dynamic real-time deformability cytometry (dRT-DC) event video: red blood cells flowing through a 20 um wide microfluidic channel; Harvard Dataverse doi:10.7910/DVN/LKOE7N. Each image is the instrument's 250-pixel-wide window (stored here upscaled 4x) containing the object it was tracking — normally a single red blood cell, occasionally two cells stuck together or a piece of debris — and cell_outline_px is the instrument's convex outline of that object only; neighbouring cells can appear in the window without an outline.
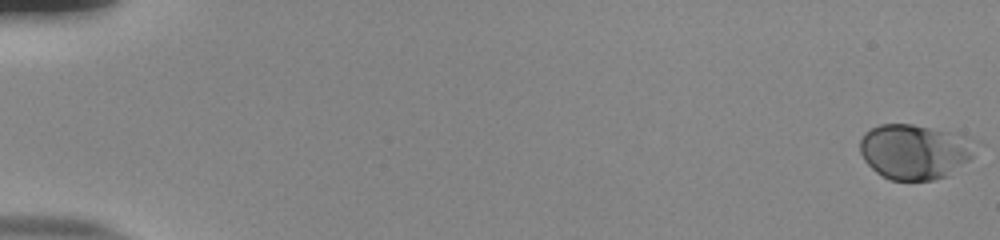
{"species": "human", "species_latin": "Homo sapiens", "temperature_condition": "room temperature", "stored_images_in_passage": 35, "camera_frame_rate_fps": 3000, "um_per_image_px": 0.085, "donor": {"sex": "male"}, "frame": {"image": 1, "passage_image": 1, "time_ms": 0.0, "image_size_px": [1000, 240], "cell_outline_px": [[972, 156], [968, 160], [944, 176], [932, 180], [892, 180], [876, 172], [864, 160], [860, 152], [860, 140], [864, 132], [880, 124], [912, 124], [948, 132]], "centroid_in_image_um": [77.47, 12.91], "position_along_channel_um": 7.5, "area_um2": 34.74}}
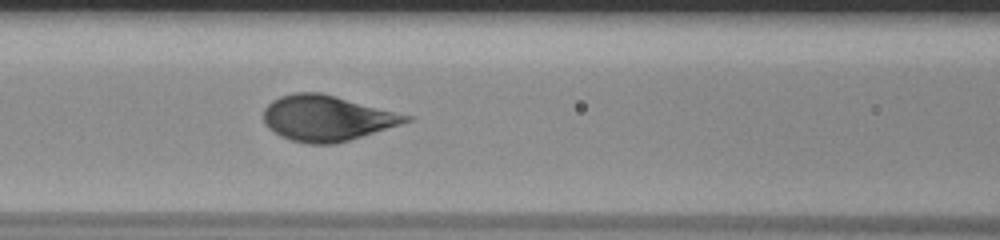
{"frame": {"image": 2, "passage_image": 26, "time_ms": 8.333, "image_size_px": [1000, 240], "cell_outline_px": [[416, 116], [412, 120], [400, 124], [336, 144], [308, 144], [292, 140], [280, 136], [268, 128], [264, 124], [264, 108], [272, 100], [280, 96], [292, 92], [320, 92]], "centroid_in_image_um": [27.78, 10.03], "position_along_channel_um": 138.8, "area_um2": 37.97}}
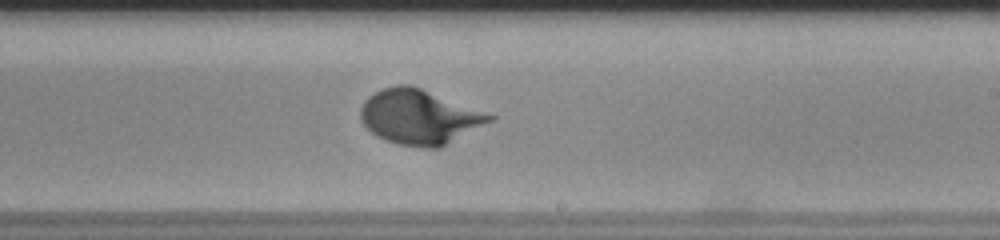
{"frame": {"image": 3, "passage_image": 35, "time_ms": 11.333, "image_size_px": [1000, 240], "cell_outline_px": [[496, 116], [492, 120], [440, 148], [420, 148], [400, 144], [376, 136], [360, 120], [360, 108], [364, 100], [368, 96], [384, 88], [396, 84], [408, 84], [420, 88]], "centroid_in_image_um": [35.61, 9.94], "position_along_channel_um": 253.4, "area_um2": 40.63}}